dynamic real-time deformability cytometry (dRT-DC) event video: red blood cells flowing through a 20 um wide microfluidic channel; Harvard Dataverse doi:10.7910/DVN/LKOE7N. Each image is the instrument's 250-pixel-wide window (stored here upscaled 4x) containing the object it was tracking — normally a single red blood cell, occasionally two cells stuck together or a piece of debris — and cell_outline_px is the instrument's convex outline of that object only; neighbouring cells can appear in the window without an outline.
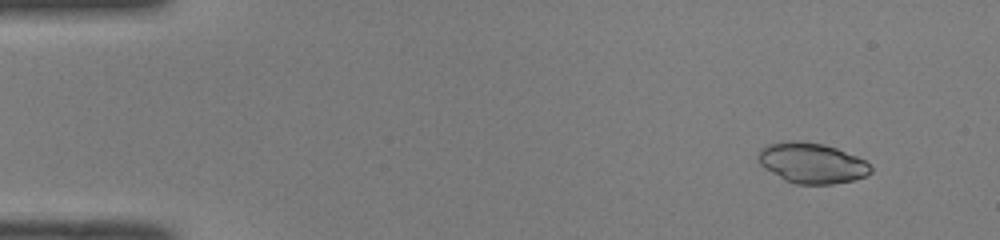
{"species": "common noctule bat (a hibernating species)", "species_latin": "Nyctalus noctula", "temperature_condition": "room temperature", "stored_images_in_passage": 12, "camera_frame_rate_fps": 3000, "um_per_image_px": 0.085, "animal": {"sex": "male", "body_mass_g": 19.0, "forearm_length_mm": 50.8}, "frame": {"image": 1, "passage_image": 4, "time_ms": 1.0, "image_size_px": [1000, 240], "cell_outline_px": [[872, 172], [856, 180], [832, 184], [796, 184], [784, 180], [764, 168], [760, 164], [760, 148], [768, 144], [788, 140], [800, 140], [824, 144], [836, 148], [856, 156], [864, 160], [872, 168]], "centroid_in_image_um": [69.01, 13.86], "position_along_channel_um": 16.0, "area_um2": 26.53}}